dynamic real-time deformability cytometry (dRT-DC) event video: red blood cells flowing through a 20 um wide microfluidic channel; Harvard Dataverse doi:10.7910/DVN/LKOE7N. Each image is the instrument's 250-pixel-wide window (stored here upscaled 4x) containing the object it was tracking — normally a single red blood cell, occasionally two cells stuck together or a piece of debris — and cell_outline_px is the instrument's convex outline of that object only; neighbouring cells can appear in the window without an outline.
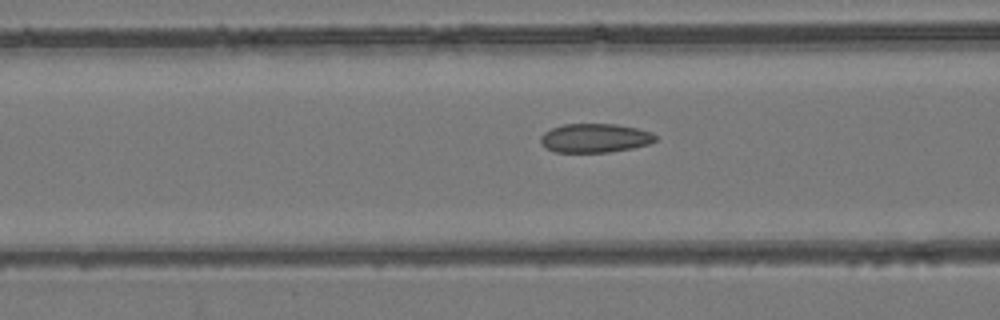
{"species": "common noctule bat (a hibernating species)", "species_latin": "Nyctalus noctula", "temperature_condition": "room temperature", "stored_images_in_passage": 45, "camera_frame_rate_fps": 3000, "um_per_image_px": 0.085, "animal": {"sex": "female", "body_mass_g": 24.6, "forearm_length_mm": 56.2}, "frame": {"image": 1, "passage_image": 13, "time_ms": 4.0, "image_size_px": [1000, 320], "cell_outline_px": [[656, 140], [648, 144], [632, 148], [608, 152], [556, 152], [540, 144], [540, 136], [544, 132], [552, 128], [564, 124], [616, 124], [636, 128], [652, 132], [656, 136]], "centroid_in_image_um": [50.55, 11.73], "position_along_channel_um": 116.0, "area_um2": 19.31}}
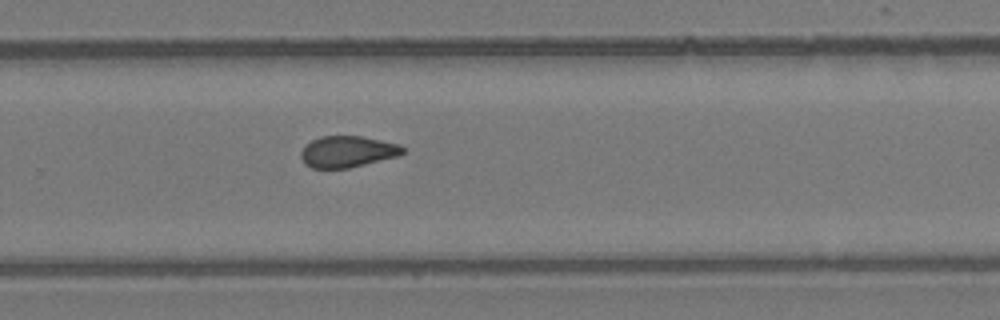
{"frame": {"image": 2, "passage_image": 27, "time_ms": 8.667, "image_size_px": [1000, 320], "cell_outline_px": [[404, 152], [396, 156], [348, 168], [312, 168], [304, 164], [300, 156], [300, 152], [312, 140], [320, 136], [360, 136], [400, 144], [404, 148]], "centroid_in_image_um": [29.51, 12.89], "position_along_channel_um": 300.3, "area_um2": 18.38}}
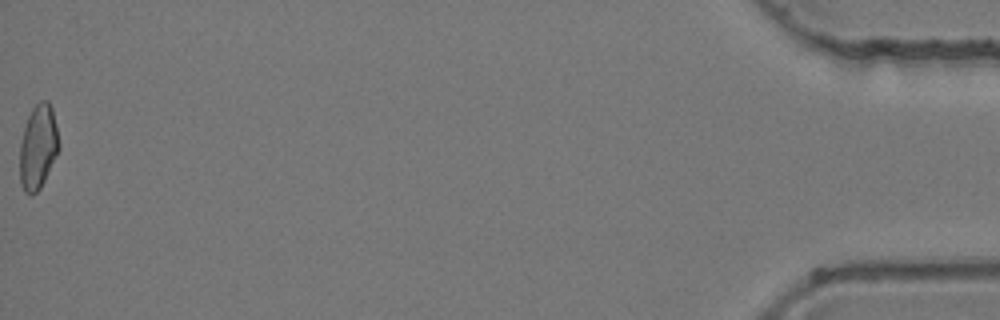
{"frame": {"image": 3, "passage_image": 45, "time_ms": 14.667, "image_size_px": [1000, 320], "cell_outline_px": [[60, 148], [40, 188], [32, 196], [24, 192], [20, 184], [20, 144], [24, 128], [28, 116], [32, 108], [40, 100], [48, 100], [52, 108], [60, 144]], "centroid_in_image_um": [3.23, 12.49], "position_along_channel_um": 432.0, "area_um2": 19.25}, "authors_computed_cell_mechanics": {"area_um2": 19.3052, "velocity_mm_per_s": 3.9489, "shape_relaxation_time_tau1_ms": null, "shape_relaxation_time_tau2_ms": 2.1383, "deformation_change_tau1": null, "deformation_change_tau2": 0.0813}}